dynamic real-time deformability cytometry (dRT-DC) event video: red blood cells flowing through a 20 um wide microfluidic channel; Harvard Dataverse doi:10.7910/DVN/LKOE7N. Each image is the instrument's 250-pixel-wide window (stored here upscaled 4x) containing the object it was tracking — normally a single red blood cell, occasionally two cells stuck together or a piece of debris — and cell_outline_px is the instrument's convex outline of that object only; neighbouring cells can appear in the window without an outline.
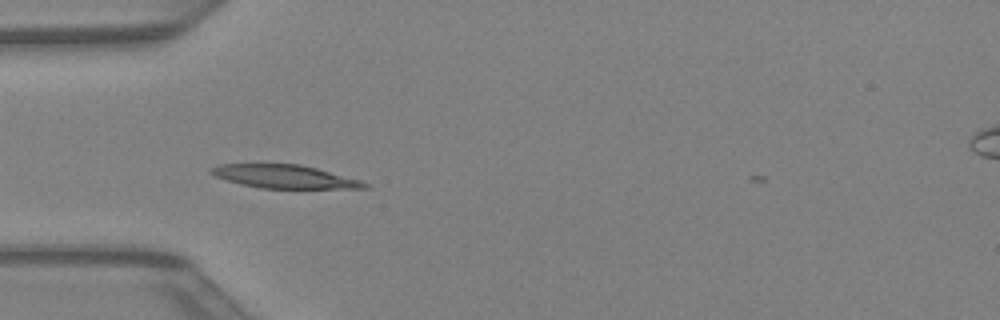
{"species": "Egyptian fruit bat (a non-hibernating species)", "species_latin": "Rousettus aegyptiacus", "temperature_condition": "warm", "stored_images_in_passage": 7, "camera_frame_rate_fps": 3000, "um_per_image_px": 0.085, "animal": {"sex": "female"}, "frame": {"image": 1, "passage_image": 2, "time_ms": 0.333, "image_size_px": [1000, 320], "cell_outline_px": [[372, 188], [260, 188], [240, 184], [216, 176], [208, 172], [208, 168], [220, 164], [300, 164], [316, 168], [360, 180], [368, 184]], "centroid_in_image_um": [24.15, 15.0], "position_along_channel_um": 60.8, "area_um2": 20.69}}
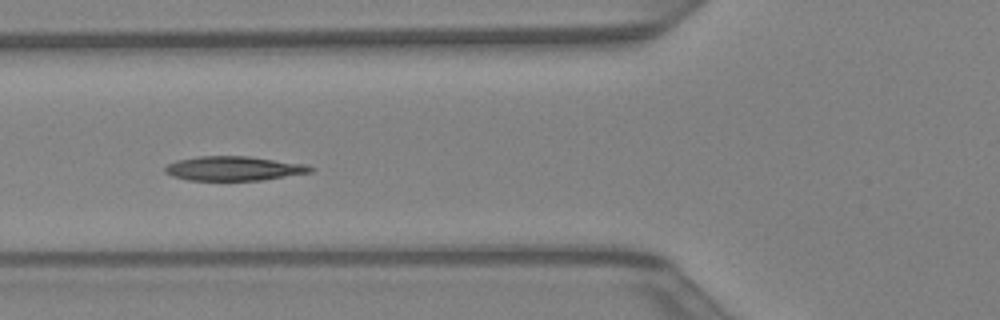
{"frame": {"image": 2, "passage_image": 5, "time_ms": 1.333, "image_size_px": [1000, 320], "cell_outline_px": [[316, 168], [312, 172], [260, 180], [188, 180], [172, 176], [164, 172], [164, 168], [168, 164], [176, 160], [200, 156], [248, 156], [304, 164]], "centroid_in_image_um": [19.85, 14.31], "position_along_channel_um": 106.0, "area_um2": 20.52}}